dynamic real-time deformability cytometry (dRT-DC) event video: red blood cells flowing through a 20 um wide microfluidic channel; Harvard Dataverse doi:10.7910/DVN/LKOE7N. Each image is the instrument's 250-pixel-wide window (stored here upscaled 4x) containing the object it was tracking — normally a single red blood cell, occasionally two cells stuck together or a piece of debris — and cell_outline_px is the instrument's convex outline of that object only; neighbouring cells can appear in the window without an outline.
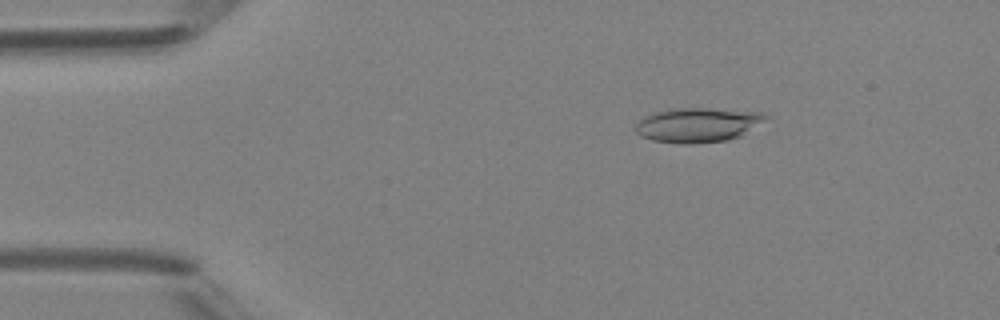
{"species": "Egyptian fruit bat (a non-hibernating species)", "species_latin": "Rousettus aegyptiacus", "temperature_condition": "room temperature", "stored_images_in_passage": 7, "camera_frame_rate_fps": 3000, "um_per_image_px": 0.085, "animal": {"sex": "female"}, "frame": {"image": 1, "passage_image": 3, "time_ms": 2.333, "image_size_px": [1000, 320], "cell_outline_px": [[772, 120], [740, 136], [728, 140], [692, 144], [684, 144], [652, 140], [640, 136], [636, 132], [636, 120], [644, 116], [656, 112], [676, 108], [708, 108], [764, 112], [772, 116]], "centroid_in_image_um": [59.42, 10.61], "position_along_channel_um": 25.6, "area_um2": 26.82}}
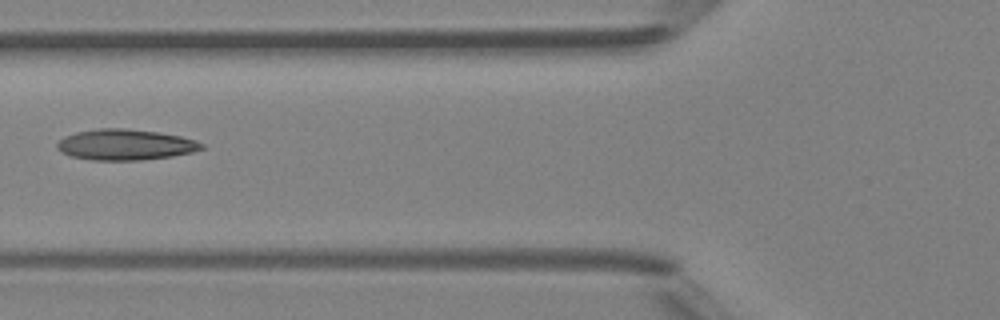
{"frame": {"image": 2, "passage_image": 6, "time_ms": 6.0, "image_size_px": [1000, 320], "cell_outline_px": [[204, 148], [192, 152], [172, 156], [140, 160], [92, 160], [72, 156], [60, 152], [56, 148], [56, 144], [60, 140], [76, 132], [100, 128], [124, 128], [160, 132], [180, 136], [196, 140], [204, 144]], "centroid_in_image_um": [10.67, 12.29], "position_along_channel_um": 115.1, "area_um2": 25.89}}
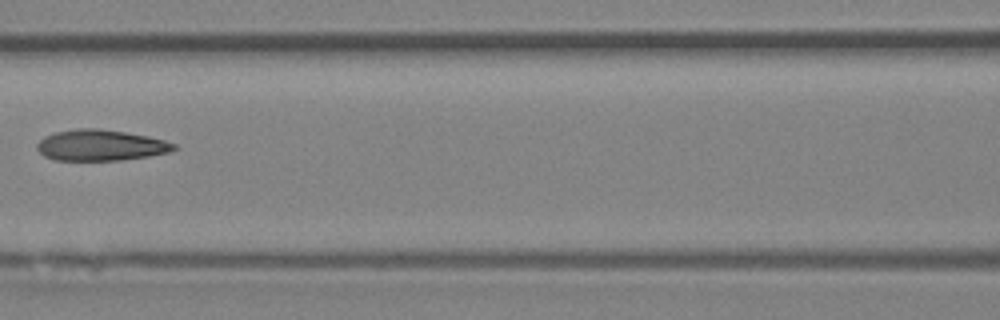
{"frame": {"image": 3, "passage_image": 7, "time_ms": 7.0, "image_size_px": [1000, 320], "cell_outline_px": [[176, 148], [168, 152], [148, 156], [120, 160], [56, 160], [44, 156], [36, 148], [36, 144], [44, 136], [56, 132], [76, 128], [96, 128], [124, 132], [148, 136], [164, 140], [176, 144]], "centroid_in_image_um": [8.52, 12.34], "position_along_channel_um": 158.1, "area_um2": 24.57}}